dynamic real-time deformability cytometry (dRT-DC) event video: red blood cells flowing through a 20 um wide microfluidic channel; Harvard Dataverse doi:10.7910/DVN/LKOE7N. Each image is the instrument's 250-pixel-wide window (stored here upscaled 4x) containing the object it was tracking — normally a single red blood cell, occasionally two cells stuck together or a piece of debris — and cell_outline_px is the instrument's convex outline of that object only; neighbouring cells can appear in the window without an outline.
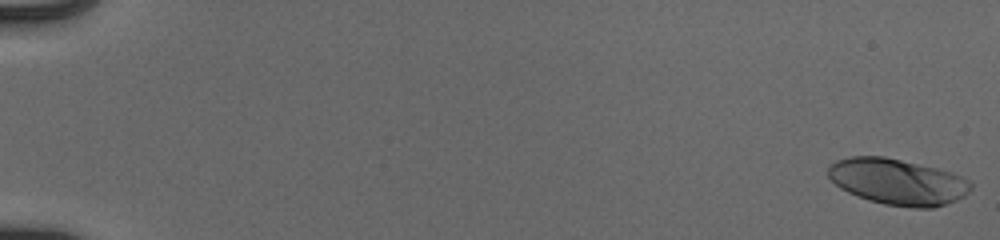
{"species": "human", "species_latin": "Homo sapiens", "temperature_condition": "cold", "stored_images_in_passage": 54, "camera_frame_rate_fps": 3000, "um_per_image_px": 0.085, "donor": {"sex": "male"}, "frame": {"image": 1, "passage_image": 1, "time_ms": 0.0, "image_size_px": [1000, 240], "cell_outline_px": [[972, 188], [964, 196], [956, 200], [932, 208], [912, 208], [884, 204], [868, 200], [856, 196], [840, 188], [828, 176], [828, 168], [836, 160], [852, 156], [884, 156], [936, 168], [952, 172], [968, 180], [972, 184]], "centroid_in_image_um": [76.3, 15.45], "position_along_channel_um": 8.7, "area_um2": 38.21}}
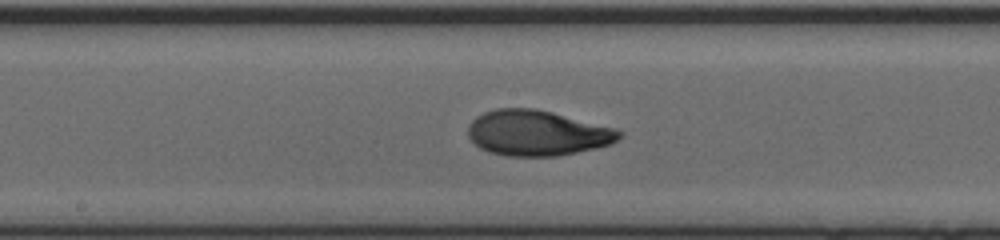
{"frame": {"image": 2, "passage_image": 31, "time_ms": 10.0, "image_size_px": [1000, 240], "cell_outline_px": [[624, 132], [612, 144], [596, 148], [556, 156], [508, 156], [488, 152], [480, 148], [468, 136], [468, 124], [476, 116], [484, 112], [496, 108], [536, 108], [616, 128]], "centroid_in_image_um": [45.65, 11.3], "position_along_channel_um": 202.5, "area_um2": 40.11}}
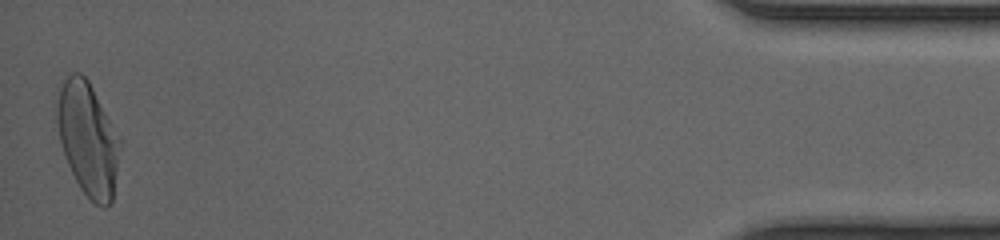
{"frame": {"image": 3, "passage_image": 54, "time_ms": 17.667, "image_size_px": [1000, 240], "cell_outline_px": [[120, 144], [112, 200], [104, 208], [96, 204], [80, 188], [68, 164], [60, 140], [56, 120], [56, 104], [60, 88], [68, 72], [80, 72], [88, 80], [120, 136]], "centroid_in_image_um": [7.46, 11.75], "position_along_channel_um": 427.7, "area_um2": 41.1}, "authors_computed_cell_mechanics": {"area_um2": 38.8705, "velocity_mm_per_s": 3.9577, "shape_relaxation_time_tau1_ms": 3.8329, "shape_relaxation_time_tau2_ms": 1.1349, "deformation_change_tau1": 0.2098, "deformation_change_tau2": 0.0611}}